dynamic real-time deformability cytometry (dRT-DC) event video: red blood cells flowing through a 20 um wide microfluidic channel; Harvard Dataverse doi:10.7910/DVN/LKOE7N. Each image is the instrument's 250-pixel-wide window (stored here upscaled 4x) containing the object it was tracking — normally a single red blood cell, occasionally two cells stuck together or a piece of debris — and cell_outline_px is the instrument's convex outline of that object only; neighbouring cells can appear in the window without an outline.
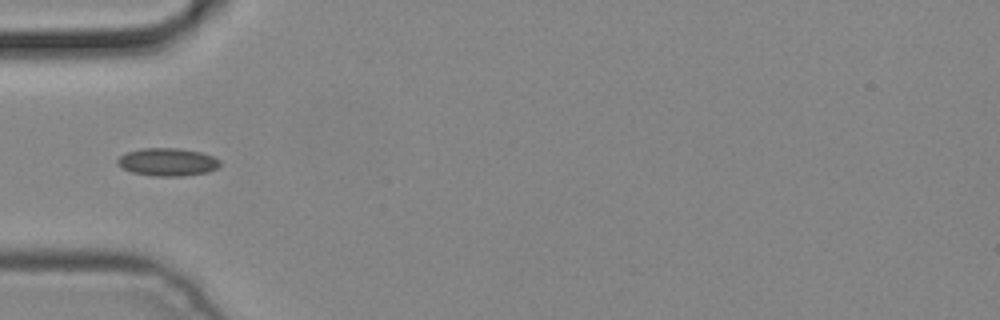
{"species": "common noctule bat (a hibernating species)", "species_latin": "Nyctalus noctula", "temperature_condition": "cold", "stored_images_in_passage": 3, "camera_frame_rate_fps": 3000, "um_per_image_px": 0.085, "animal": {"sex": "male", "body_mass_g": 19.2, "forearm_length_mm": 51.8}, "frame": {"image": 1, "passage_image": 3, "time_ms": 0.667, "image_size_px": [1000, 320], "cell_outline_px": [[220, 164], [216, 168], [208, 172], [184, 176], [156, 176], [132, 172], [116, 164], [116, 160], [120, 156], [128, 152], [144, 148], [180, 148], [200, 152], [212, 156], [220, 160]], "centroid_in_image_um": [14.25, 13.77], "position_along_channel_um": 70.8, "area_um2": 16.53}}